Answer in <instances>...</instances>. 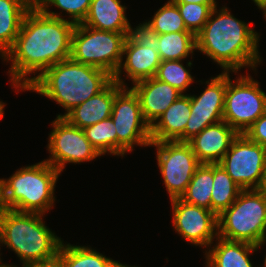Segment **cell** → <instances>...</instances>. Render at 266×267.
<instances>
[{"instance_id":"6da1fadb","label":"cell","mask_w":266,"mask_h":267,"mask_svg":"<svg viewBox=\"0 0 266 267\" xmlns=\"http://www.w3.org/2000/svg\"><path fill=\"white\" fill-rule=\"evenodd\" d=\"M74 27L62 15L33 4L23 17L14 45L3 57L5 62L12 61L8 73L17 91L25 90L46 69L71 57ZM32 73L38 75L29 78Z\"/></svg>"},{"instance_id":"7a4b0ae2","label":"cell","mask_w":266,"mask_h":267,"mask_svg":"<svg viewBox=\"0 0 266 267\" xmlns=\"http://www.w3.org/2000/svg\"><path fill=\"white\" fill-rule=\"evenodd\" d=\"M258 34L249 24L235 18L227 7L217 10L216 6L196 35V49L220 65L223 72L237 73L245 66L256 70L262 61Z\"/></svg>"},{"instance_id":"3957f363","label":"cell","mask_w":266,"mask_h":267,"mask_svg":"<svg viewBox=\"0 0 266 267\" xmlns=\"http://www.w3.org/2000/svg\"><path fill=\"white\" fill-rule=\"evenodd\" d=\"M113 81L105 70L74 61L71 57L46 69L26 89L55 101L67 112L104 90Z\"/></svg>"},{"instance_id":"277c9868","label":"cell","mask_w":266,"mask_h":267,"mask_svg":"<svg viewBox=\"0 0 266 267\" xmlns=\"http://www.w3.org/2000/svg\"><path fill=\"white\" fill-rule=\"evenodd\" d=\"M42 216L44 214L0 209L1 244L16 253L22 267L53 258L63 242L45 225Z\"/></svg>"},{"instance_id":"5b68a950","label":"cell","mask_w":266,"mask_h":267,"mask_svg":"<svg viewBox=\"0 0 266 267\" xmlns=\"http://www.w3.org/2000/svg\"><path fill=\"white\" fill-rule=\"evenodd\" d=\"M60 174L44 160L0 179V209L45 215L54 205V188Z\"/></svg>"},{"instance_id":"8992f818","label":"cell","mask_w":266,"mask_h":267,"mask_svg":"<svg viewBox=\"0 0 266 267\" xmlns=\"http://www.w3.org/2000/svg\"><path fill=\"white\" fill-rule=\"evenodd\" d=\"M218 236L261 249L266 243V188L242 190L218 216Z\"/></svg>"},{"instance_id":"52a82bcc","label":"cell","mask_w":266,"mask_h":267,"mask_svg":"<svg viewBox=\"0 0 266 267\" xmlns=\"http://www.w3.org/2000/svg\"><path fill=\"white\" fill-rule=\"evenodd\" d=\"M129 34L131 33L103 31L77 24L72 33L71 58L114 76L124 60L123 47Z\"/></svg>"},{"instance_id":"ba28073f","label":"cell","mask_w":266,"mask_h":267,"mask_svg":"<svg viewBox=\"0 0 266 267\" xmlns=\"http://www.w3.org/2000/svg\"><path fill=\"white\" fill-rule=\"evenodd\" d=\"M259 85L249 74L233 82L226 72L223 120L238 134H244L266 112V93Z\"/></svg>"},{"instance_id":"9c48e42d","label":"cell","mask_w":266,"mask_h":267,"mask_svg":"<svg viewBox=\"0 0 266 267\" xmlns=\"http://www.w3.org/2000/svg\"><path fill=\"white\" fill-rule=\"evenodd\" d=\"M243 189L266 188V148L238 134L218 163Z\"/></svg>"},{"instance_id":"30bf717a","label":"cell","mask_w":266,"mask_h":267,"mask_svg":"<svg viewBox=\"0 0 266 267\" xmlns=\"http://www.w3.org/2000/svg\"><path fill=\"white\" fill-rule=\"evenodd\" d=\"M111 119L117 133V156L132 152L134 145L150 146V125L144 120L138 95L123 87L113 103Z\"/></svg>"},{"instance_id":"8fae6325","label":"cell","mask_w":266,"mask_h":267,"mask_svg":"<svg viewBox=\"0 0 266 267\" xmlns=\"http://www.w3.org/2000/svg\"><path fill=\"white\" fill-rule=\"evenodd\" d=\"M156 147L158 168L170 200L181 198L201 164L188 142H151Z\"/></svg>"},{"instance_id":"7c38bea8","label":"cell","mask_w":266,"mask_h":267,"mask_svg":"<svg viewBox=\"0 0 266 267\" xmlns=\"http://www.w3.org/2000/svg\"><path fill=\"white\" fill-rule=\"evenodd\" d=\"M52 131L48 139L50 158L45 161L60 173L66 163H83L101 156L86 138L83 129L69 123L63 117H56L52 122Z\"/></svg>"},{"instance_id":"4fadbf2b","label":"cell","mask_w":266,"mask_h":267,"mask_svg":"<svg viewBox=\"0 0 266 267\" xmlns=\"http://www.w3.org/2000/svg\"><path fill=\"white\" fill-rule=\"evenodd\" d=\"M123 56L125 61L121 62L113 76V80L122 87H127L120 75L122 70L126 72L124 73L125 77L134 84L140 80L154 77L161 63L153 40L139 28L127 36L123 47Z\"/></svg>"},{"instance_id":"5bb4252c","label":"cell","mask_w":266,"mask_h":267,"mask_svg":"<svg viewBox=\"0 0 266 267\" xmlns=\"http://www.w3.org/2000/svg\"><path fill=\"white\" fill-rule=\"evenodd\" d=\"M170 202L174 230L187 242L208 249L218 236V216L209 209L185 203L180 198Z\"/></svg>"},{"instance_id":"9a60e30c","label":"cell","mask_w":266,"mask_h":267,"mask_svg":"<svg viewBox=\"0 0 266 267\" xmlns=\"http://www.w3.org/2000/svg\"><path fill=\"white\" fill-rule=\"evenodd\" d=\"M210 80V81H209ZM206 81L207 86L198 97L190 95L191 115L185 127V142L205 127L223 120L226 92V72Z\"/></svg>"},{"instance_id":"2e32d148","label":"cell","mask_w":266,"mask_h":267,"mask_svg":"<svg viewBox=\"0 0 266 267\" xmlns=\"http://www.w3.org/2000/svg\"><path fill=\"white\" fill-rule=\"evenodd\" d=\"M238 133L224 120L205 127L188 141L200 163H219Z\"/></svg>"},{"instance_id":"e0dca14e","label":"cell","mask_w":266,"mask_h":267,"mask_svg":"<svg viewBox=\"0 0 266 267\" xmlns=\"http://www.w3.org/2000/svg\"><path fill=\"white\" fill-rule=\"evenodd\" d=\"M132 85L139 97L143 118L150 126L182 95L173 86L154 77Z\"/></svg>"},{"instance_id":"ac0fdd59","label":"cell","mask_w":266,"mask_h":267,"mask_svg":"<svg viewBox=\"0 0 266 267\" xmlns=\"http://www.w3.org/2000/svg\"><path fill=\"white\" fill-rule=\"evenodd\" d=\"M190 115V95L182 94L150 126L151 142H185V127Z\"/></svg>"},{"instance_id":"d6986e66","label":"cell","mask_w":266,"mask_h":267,"mask_svg":"<svg viewBox=\"0 0 266 267\" xmlns=\"http://www.w3.org/2000/svg\"><path fill=\"white\" fill-rule=\"evenodd\" d=\"M123 87L112 81L104 90L69 111L65 118L72 125L84 129L111 116L115 95Z\"/></svg>"},{"instance_id":"ffe728a7","label":"cell","mask_w":266,"mask_h":267,"mask_svg":"<svg viewBox=\"0 0 266 267\" xmlns=\"http://www.w3.org/2000/svg\"><path fill=\"white\" fill-rule=\"evenodd\" d=\"M126 8L120 0H92L82 25L103 31L133 33L138 26L131 27L125 15Z\"/></svg>"},{"instance_id":"44dd1931","label":"cell","mask_w":266,"mask_h":267,"mask_svg":"<svg viewBox=\"0 0 266 267\" xmlns=\"http://www.w3.org/2000/svg\"><path fill=\"white\" fill-rule=\"evenodd\" d=\"M216 246H210L206 250L205 267H253L250 262L249 255L257 251L259 248L256 245L243 242L226 240L219 236Z\"/></svg>"},{"instance_id":"7402d4cb","label":"cell","mask_w":266,"mask_h":267,"mask_svg":"<svg viewBox=\"0 0 266 267\" xmlns=\"http://www.w3.org/2000/svg\"><path fill=\"white\" fill-rule=\"evenodd\" d=\"M34 0H0V57L12 48L26 12Z\"/></svg>"},{"instance_id":"603a6c76","label":"cell","mask_w":266,"mask_h":267,"mask_svg":"<svg viewBox=\"0 0 266 267\" xmlns=\"http://www.w3.org/2000/svg\"><path fill=\"white\" fill-rule=\"evenodd\" d=\"M149 36L161 61L184 60L196 50V36L191 32H175Z\"/></svg>"},{"instance_id":"cb8c5ba5","label":"cell","mask_w":266,"mask_h":267,"mask_svg":"<svg viewBox=\"0 0 266 267\" xmlns=\"http://www.w3.org/2000/svg\"><path fill=\"white\" fill-rule=\"evenodd\" d=\"M58 255L63 259L64 267H136L114 261L88 246L64 244L63 242Z\"/></svg>"},{"instance_id":"d4e9b609","label":"cell","mask_w":266,"mask_h":267,"mask_svg":"<svg viewBox=\"0 0 266 267\" xmlns=\"http://www.w3.org/2000/svg\"><path fill=\"white\" fill-rule=\"evenodd\" d=\"M242 190L220 164H213L211 211L219 216L234 203Z\"/></svg>"},{"instance_id":"484cf974","label":"cell","mask_w":266,"mask_h":267,"mask_svg":"<svg viewBox=\"0 0 266 267\" xmlns=\"http://www.w3.org/2000/svg\"><path fill=\"white\" fill-rule=\"evenodd\" d=\"M212 189L213 164L201 163L180 199L185 203L211 210Z\"/></svg>"},{"instance_id":"4316f807","label":"cell","mask_w":266,"mask_h":267,"mask_svg":"<svg viewBox=\"0 0 266 267\" xmlns=\"http://www.w3.org/2000/svg\"><path fill=\"white\" fill-rule=\"evenodd\" d=\"M138 28L146 35H159L187 30L176 4L168 1L156 13L152 20L138 24Z\"/></svg>"},{"instance_id":"83f0119b","label":"cell","mask_w":266,"mask_h":267,"mask_svg":"<svg viewBox=\"0 0 266 267\" xmlns=\"http://www.w3.org/2000/svg\"><path fill=\"white\" fill-rule=\"evenodd\" d=\"M86 138L100 155H117V133L111 117L83 129Z\"/></svg>"},{"instance_id":"f1b7e54d","label":"cell","mask_w":266,"mask_h":267,"mask_svg":"<svg viewBox=\"0 0 266 267\" xmlns=\"http://www.w3.org/2000/svg\"><path fill=\"white\" fill-rule=\"evenodd\" d=\"M183 60L161 61L154 78L168 83L182 94L194 82L190 70L184 67Z\"/></svg>"},{"instance_id":"f546056e","label":"cell","mask_w":266,"mask_h":267,"mask_svg":"<svg viewBox=\"0 0 266 267\" xmlns=\"http://www.w3.org/2000/svg\"><path fill=\"white\" fill-rule=\"evenodd\" d=\"M188 31L195 36L208 21L209 15L217 4H176Z\"/></svg>"},{"instance_id":"4dcf8cb0","label":"cell","mask_w":266,"mask_h":267,"mask_svg":"<svg viewBox=\"0 0 266 267\" xmlns=\"http://www.w3.org/2000/svg\"><path fill=\"white\" fill-rule=\"evenodd\" d=\"M92 0H34L40 10H49L50 6H56L66 11L71 18V22L75 25L82 24L85 20Z\"/></svg>"},{"instance_id":"1f68e13d","label":"cell","mask_w":266,"mask_h":267,"mask_svg":"<svg viewBox=\"0 0 266 267\" xmlns=\"http://www.w3.org/2000/svg\"><path fill=\"white\" fill-rule=\"evenodd\" d=\"M250 140L266 148V112L244 133Z\"/></svg>"},{"instance_id":"d6a6232c","label":"cell","mask_w":266,"mask_h":267,"mask_svg":"<svg viewBox=\"0 0 266 267\" xmlns=\"http://www.w3.org/2000/svg\"><path fill=\"white\" fill-rule=\"evenodd\" d=\"M27 267H64L63 259L57 254L53 258L29 264Z\"/></svg>"},{"instance_id":"836d02e7","label":"cell","mask_w":266,"mask_h":267,"mask_svg":"<svg viewBox=\"0 0 266 267\" xmlns=\"http://www.w3.org/2000/svg\"><path fill=\"white\" fill-rule=\"evenodd\" d=\"M174 4H185V3H192V4H217L216 0H169Z\"/></svg>"},{"instance_id":"e575fe53","label":"cell","mask_w":266,"mask_h":267,"mask_svg":"<svg viewBox=\"0 0 266 267\" xmlns=\"http://www.w3.org/2000/svg\"><path fill=\"white\" fill-rule=\"evenodd\" d=\"M258 9L263 10L264 17L266 16V0H252Z\"/></svg>"},{"instance_id":"d590c367","label":"cell","mask_w":266,"mask_h":267,"mask_svg":"<svg viewBox=\"0 0 266 267\" xmlns=\"http://www.w3.org/2000/svg\"><path fill=\"white\" fill-rule=\"evenodd\" d=\"M5 103L0 101V119L4 116Z\"/></svg>"},{"instance_id":"8d00e7d4","label":"cell","mask_w":266,"mask_h":267,"mask_svg":"<svg viewBox=\"0 0 266 267\" xmlns=\"http://www.w3.org/2000/svg\"><path fill=\"white\" fill-rule=\"evenodd\" d=\"M0 267H17L16 265L14 266V265H6V264H0Z\"/></svg>"},{"instance_id":"74e56055","label":"cell","mask_w":266,"mask_h":267,"mask_svg":"<svg viewBox=\"0 0 266 267\" xmlns=\"http://www.w3.org/2000/svg\"><path fill=\"white\" fill-rule=\"evenodd\" d=\"M265 260H264V266L263 267H266V256H265V258H264ZM261 267V266H260Z\"/></svg>"}]
</instances>
